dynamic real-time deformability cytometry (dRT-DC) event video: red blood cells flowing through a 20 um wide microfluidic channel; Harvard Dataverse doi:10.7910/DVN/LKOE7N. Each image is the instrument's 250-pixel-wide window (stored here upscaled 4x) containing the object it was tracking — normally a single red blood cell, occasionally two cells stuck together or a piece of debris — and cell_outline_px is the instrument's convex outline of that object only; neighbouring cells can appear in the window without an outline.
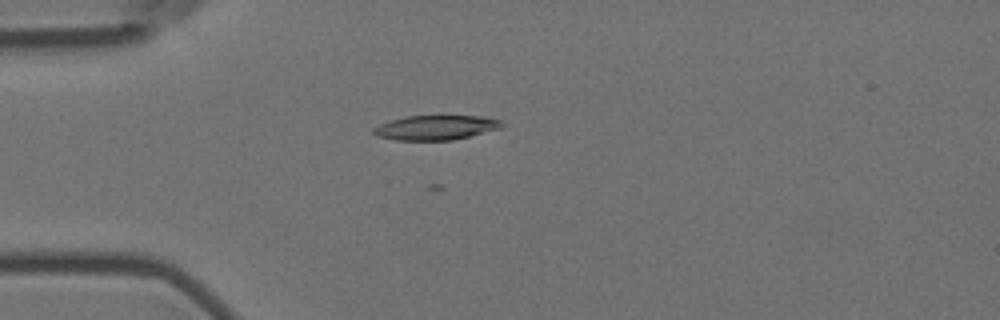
{"species": "Egyptian fruit bat (a non-hibernating species)", "species_latin": "Rousettus aegyptiacus", "temperature_condition": "room temperature", "stored_images_in_passage": 57, "camera_frame_rate_fps": 3000, "um_per_image_px": 0.085, "animal": {"sex": "female"}, "frame": {"image": 1, "passage_image": 15, "time_ms": 4.667, "image_size_px": [1000, 320], "cell_outline_px": [[504, 124], [500, 128], [452, 140], [396, 140], [376, 136], [372, 132], [372, 128], [380, 124], [392, 120], [408, 116], [484, 116], [500, 120]], "centroid_in_image_um": [37.02, 10.84], "position_along_channel_um": 48.0, "area_um2": 18.21}}
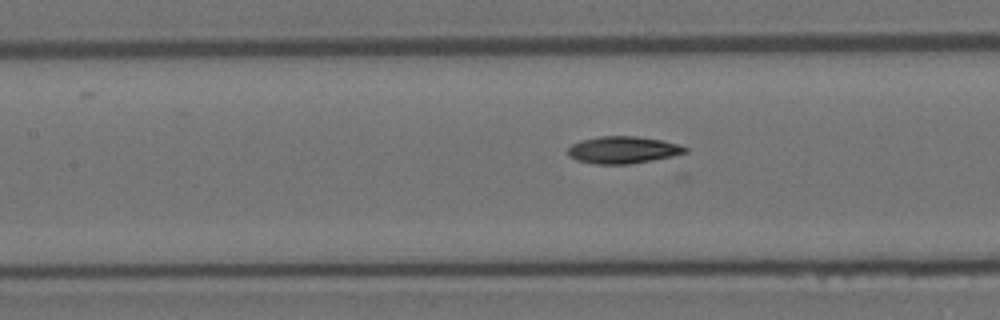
{"frame": {"image": 2, "passage_image": 25, "time_ms": 8.0, "image_size_px": [1000, 320], "cell_outline_px": [[688, 152], [672, 156], [652, 160], [628, 164], [596, 164], [576, 160], [568, 156], [568, 148], [572, 144], [580, 140], [600, 136], [636, 136], [664, 140], [680, 144], [688, 148]], "centroid_in_image_um": [52.96, 12.73], "position_along_channel_um": 154.4, "area_um2": 18.67}}
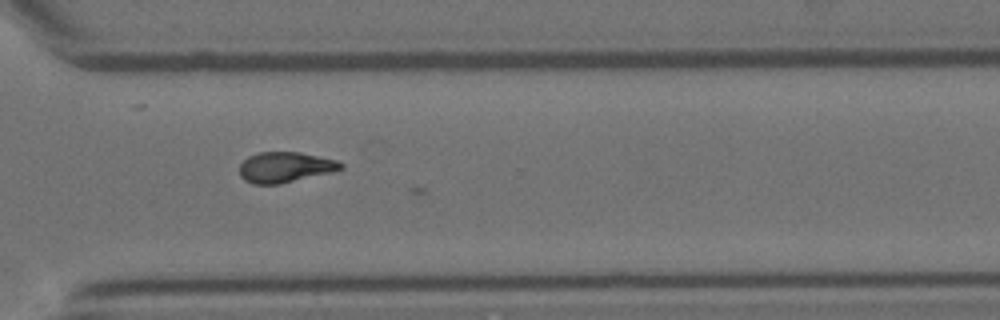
{"frame": {"image": 3, "passage_image": 41, "time_ms": 13.333, "image_size_px": [1000, 320], "cell_outline_px": [[344, 168], [332, 172], [280, 184], [252, 184], [244, 180], [240, 176], [240, 164], [248, 156], [260, 152], [300, 152], [336, 160], [344, 164]], "centroid_in_image_um": [24.23, 14.22], "position_along_channel_um": 346.4, "area_um2": 18.03}}